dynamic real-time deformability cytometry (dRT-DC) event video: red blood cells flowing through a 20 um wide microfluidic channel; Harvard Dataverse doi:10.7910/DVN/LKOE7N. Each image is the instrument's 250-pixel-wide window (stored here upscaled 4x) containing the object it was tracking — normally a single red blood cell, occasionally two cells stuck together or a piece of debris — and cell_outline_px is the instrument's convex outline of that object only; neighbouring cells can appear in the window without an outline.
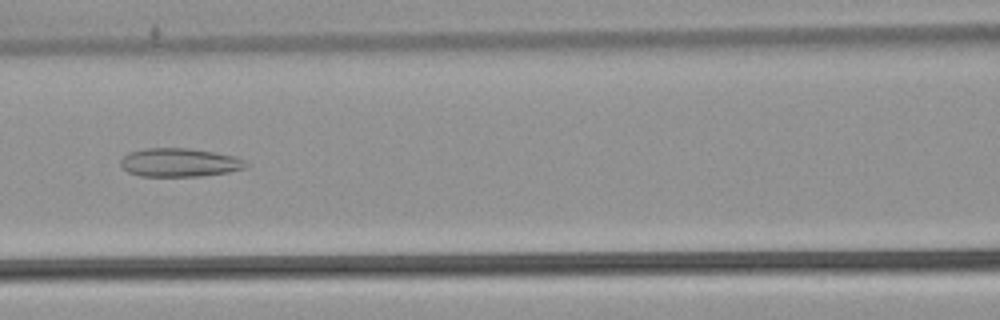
{"species": "common noctule bat (a hibernating species)", "species_latin": "Nyctalus noctula", "temperature_condition": "warm", "stored_images_in_passage": 49, "camera_frame_rate_fps": 3000, "um_per_image_px": 0.085, "animal": {"sex": "male", "body_mass_g": 21.5, "forearm_length_mm": 52.0}, "frame": {"image": 1, "passage_image": 25, "time_ms": 8.0, "image_size_px": [1000, 320], "cell_outline_px": [[248, 164], [244, 168], [228, 172], [200, 176], [140, 176], [128, 172], [120, 164], [120, 160], [128, 152], [144, 148], [188, 148], [236, 156], [244, 160]], "centroid_in_image_um": [15.23, 13.81], "position_along_channel_um": 151.4, "area_um2": 20.81}}
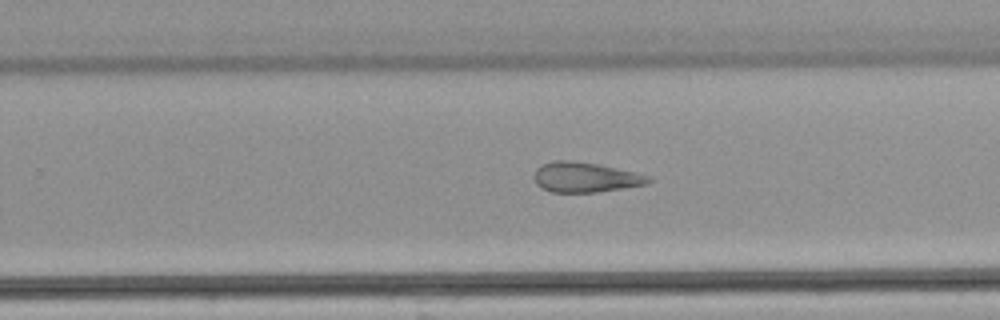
{"frame": {"image": 2, "passage_image": 35, "time_ms": 11.333, "image_size_px": [1000, 320], "cell_outline_px": [[652, 180], [648, 184], [596, 192], [552, 192], [540, 188], [536, 184], [532, 176], [536, 168], [540, 164], [552, 160], [572, 160], [600, 164], [636, 172], [648, 176]], "centroid_in_image_um": [49.69, 15.05], "position_along_channel_um": 280.1, "area_um2": 20.35}}
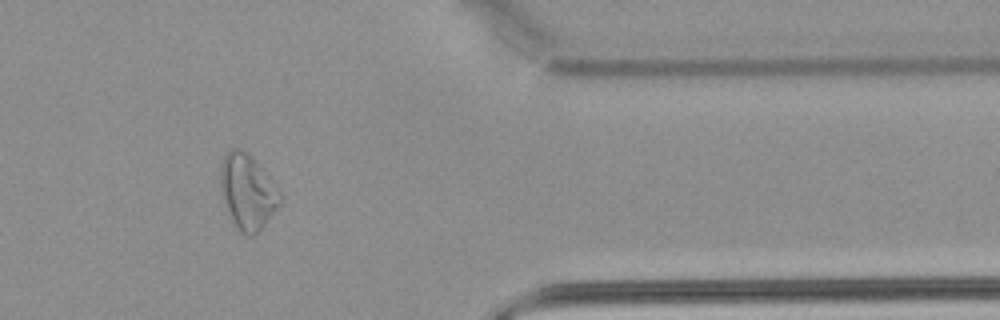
{"frame": {"image": 3, "passage_image": 45, "time_ms": 14.667, "image_size_px": [1000, 320], "cell_outline_px": [[284, 196], [280, 204], [264, 224], [252, 236], [248, 236], [240, 232], [236, 228], [232, 220], [224, 200], [220, 184], [220, 168], [224, 156], [232, 148], [240, 148], [248, 152], [256, 160]], "centroid_in_image_um": [21.05, 16.27], "position_along_channel_um": 390.3, "area_um2": 25.89}}